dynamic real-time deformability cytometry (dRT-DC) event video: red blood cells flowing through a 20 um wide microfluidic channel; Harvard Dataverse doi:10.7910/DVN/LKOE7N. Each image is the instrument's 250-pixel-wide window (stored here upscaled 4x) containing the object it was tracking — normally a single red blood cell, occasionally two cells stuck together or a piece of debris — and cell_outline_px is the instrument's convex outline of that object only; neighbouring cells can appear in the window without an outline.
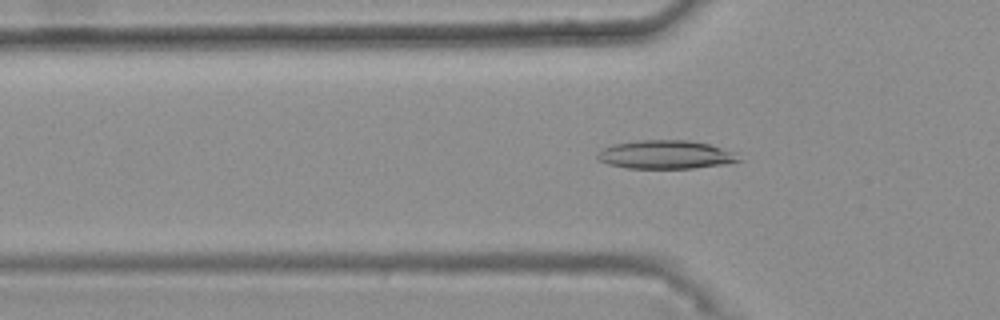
{"species": "common noctule bat (a hibernating species)", "species_latin": "Nyctalus noctula", "temperature_condition": "warm", "stored_images_in_passage": 45, "camera_frame_rate_fps": 3000, "um_per_image_px": 0.085, "animal": {"sex": "female", "body_mass_g": 25.1}, "frame": {"image": 1, "passage_image": 15, "time_ms": 4.667, "image_size_px": [1000, 320], "cell_outline_px": [[744, 160], [728, 164], [692, 168], [628, 168], [608, 164], [596, 160], [596, 156], [604, 148], [616, 144], [640, 140], [688, 140], [708, 144], [736, 152]], "centroid_in_image_um": [56.65, 13.15], "position_along_channel_um": 69.2, "area_um2": 23.52}}
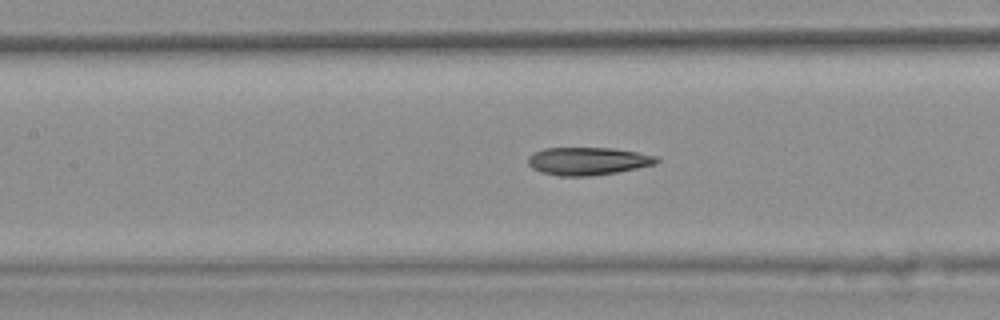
{"frame": {"image": 2, "passage_image": 22, "time_ms": 7.0, "image_size_px": [1000, 320], "cell_outline_px": [[660, 160], [656, 164], [616, 172], [592, 176], [560, 176], [540, 172], [532, 168], [528, 164], [528, 156], [544, 148], [612, 148], [636, 152], [656, 156]], "centroid_in_image_um": [49.95, 13.7], "position_along_channel_um": 157.4, "area_um2": 20.75}}
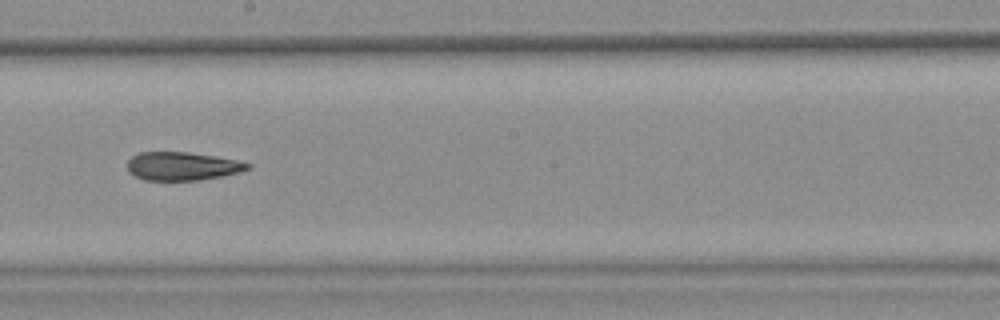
{"frame": {"image": 3, "passage_image": 28, "time_ms": 9.0, "image_size_px": [1000, 320], "cell_outline_px": [[252, 168], [240, 172], [200, 180], [144, 180], [128, 172], [128, 160], [132, 156], [140, 152], [188, 152], [216, 156], [236, 160], [252, 164]], "centroid_in_image_um": [15.51, 14.12], "position_along_channel_um": 232.7, "area_um2": 19.88}, "authors_computed_cell_mechanics": {"area_um2": 21.1548, "velocity_mm_per_s": 3.7784, "shape_relaxation_time_tau1_ms": null, "shape_relaxation_time_tau2_ms": 7.0361, "deformation_change_tau1": null, "deformation_change_tau2": 0.1641}}